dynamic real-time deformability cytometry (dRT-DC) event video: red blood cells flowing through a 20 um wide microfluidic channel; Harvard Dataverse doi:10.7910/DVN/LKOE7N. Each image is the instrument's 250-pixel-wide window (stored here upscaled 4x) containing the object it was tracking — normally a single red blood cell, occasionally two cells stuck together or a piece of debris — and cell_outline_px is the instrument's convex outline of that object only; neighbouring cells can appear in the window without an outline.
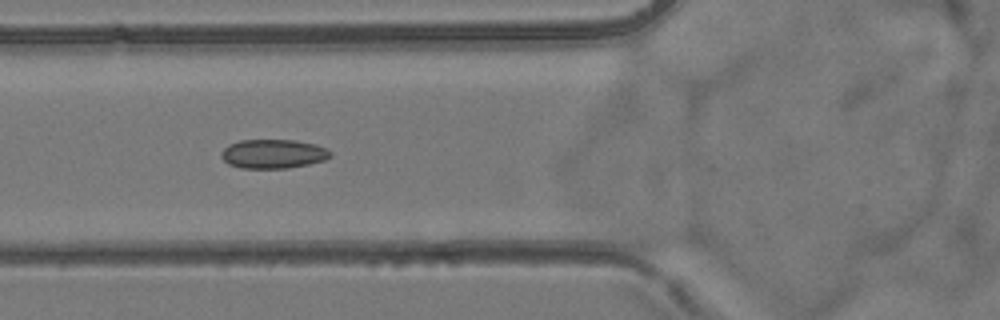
{"species": "common noctule bat (a hibernating species)", "species_latin": "Nyctalus noctula", "temperature_condition": "room temperature", "stored_images_in_passage": 8, "camera_frame_rate_fps": 3000, "um_per_image_px": 0.085, "animal": {"sex": "female", "body_mass_g": 24.6, "forearm_length_mm": 56.2}, "frame": {"image": 1, "passage_image": 5, "time_ms": 4.667, "image_size_px": [1000, 320], "cell_outline_px": [[332, 156], [324, 160], [308, 164], [288, 168], [240, 168], [228, 164], [220, 156], [220, 152], [228, 144], [240, 140], [296, 140], [316, 144], [328, 148], [332, 152]], "centroid_in_image_um": [23.23, 13.07], "position_along_channel_um": 102.6, "area_um2": 18.73}}
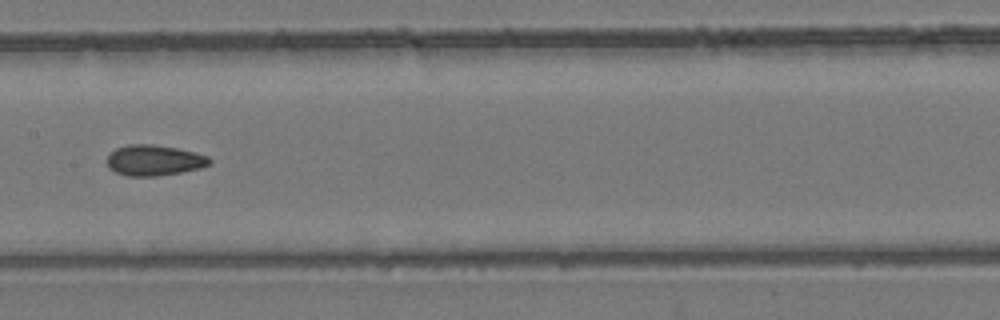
{"frame": {"image": 2, "passage_image": 7, "time_ms": 7.0, "image_size_px": [1000, 320], "cell_outline_px": [[212, 164], [200, 168], [180, 172], [156, 176], [128, 176], [116, 172], [108, 168], [108, 156], [116, 148], [128, 144], [152, 144], [176, 148], [196, 152], [208, 156], [212, 160]], "centroid_in_image_um": [13.13, 13.62], "position_along_channel_um": 194.3, "area_um2": 18.32}}
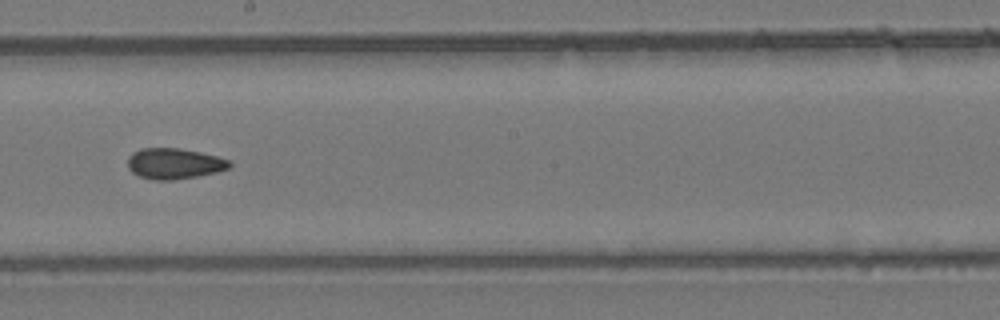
{"frame": {"image": 3, "passage_image": 8, "time_ms": 8.0, "image_size_px": [1000, 320], "cell_outline_px": [[232, 164], [228, 168], [216, 172], [196, 176], [172, 180], [152, 180], [140, 176], [132, 172], [128, 168], [128, 156], [132, 152], [140, 148], [180, 148], [200, 152], [216, 156], [228, 160]], "centroid_in_image_um": [14.77, 13.9], "position_along_channel_um": 233.4, "area_um2": 18.21}}